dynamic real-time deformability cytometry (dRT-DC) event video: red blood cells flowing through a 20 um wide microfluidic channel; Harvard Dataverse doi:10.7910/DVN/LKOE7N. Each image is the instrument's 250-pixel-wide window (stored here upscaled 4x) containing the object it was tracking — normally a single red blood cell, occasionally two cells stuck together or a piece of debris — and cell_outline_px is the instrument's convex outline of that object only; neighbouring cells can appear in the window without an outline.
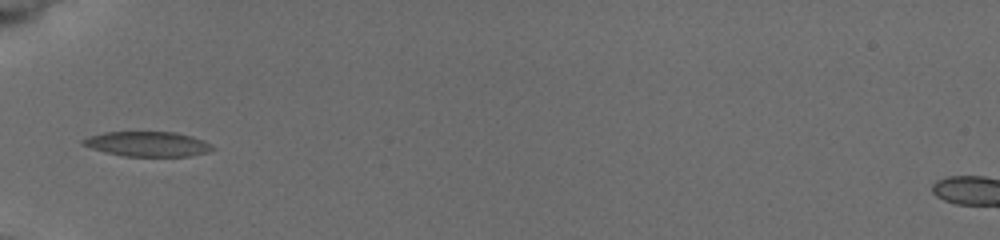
{"species": "common noctule bat (a hibernating species)", "species_latin": "Nyctalus noctula", "temperature_condition": "cold", "stored_images_in_passage": 8, "camera_frame_rate_fps": 3000, "um_per_image_px": 0.085, "animal": {"sex": "female", "body_mass_g": 19.5, "forearm_length_mm": 54.1}, "frame": {"image": 1, "passage_image": 7, "time_ms": 6.0, "image_size_px": [1000, 240], "cell_outline_px": [[216, 148], [208, 152], [192, 156], [124, 156], [104, 152], [80, 144], [80, 140], [88, 136], [104, 132], [176, 132], [192, 136], [204, 140], [212, 144]], "centroid_in_image_um": [12.55, 12.24], "position_along_channel_um": 72.4, "area_um2": 19.02}}